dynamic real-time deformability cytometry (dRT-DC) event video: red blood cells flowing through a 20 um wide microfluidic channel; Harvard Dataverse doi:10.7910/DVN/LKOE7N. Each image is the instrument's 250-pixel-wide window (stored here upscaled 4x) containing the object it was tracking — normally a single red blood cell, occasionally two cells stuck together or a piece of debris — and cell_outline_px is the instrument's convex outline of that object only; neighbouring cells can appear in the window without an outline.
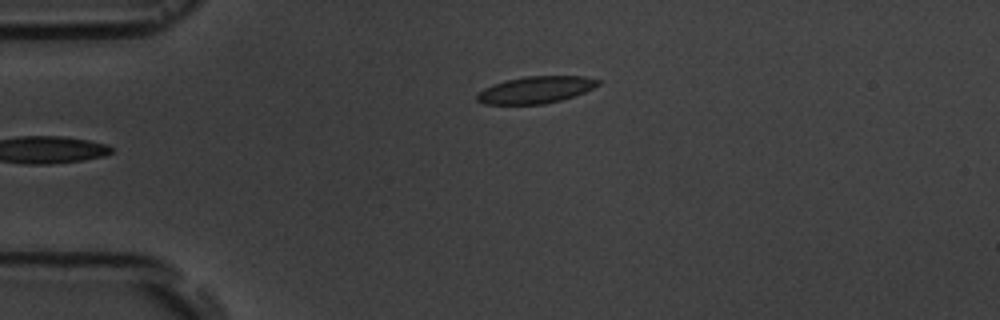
{"species": "common noctule bat (a hibernating species)", "species_latin": "Nyctalus noctula", "temperature_condition": "room temperature", "stored_images_in_passage": 6, "camera_frame_rate_fps": 3000, "um_per_image_px": 0.085, "animal": {"sex": "male", "body_mass_g": 19.5, "forearm_length_mm": 54.6}, "frame": {"image": 1, "passage_image": 6, "time_ms": 5.667, "image_size_px": [1000, 320], "cell_outline_px": [[600, 84], [584, 92], [560, 100], [544, 104], [484, 104], [476, 100], [476, 96], [484, 88], [492, 84], [524, 76], [584, 76], [600, 80]], "centroid_in_image_um": [45.52, 7.63], "position_along_channel_um": 39.5, "area_um2": 18.84}}